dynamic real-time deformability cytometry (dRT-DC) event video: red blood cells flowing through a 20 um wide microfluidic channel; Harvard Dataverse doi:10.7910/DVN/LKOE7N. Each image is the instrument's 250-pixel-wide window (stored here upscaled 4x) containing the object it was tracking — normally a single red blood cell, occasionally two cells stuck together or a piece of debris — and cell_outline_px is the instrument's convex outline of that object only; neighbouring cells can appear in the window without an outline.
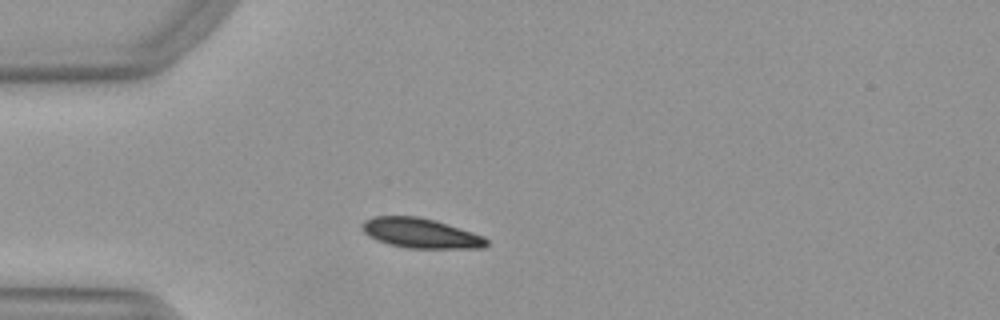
{"species": "Egyptian fruit bat (a non-hibernating species)", "species_latin": "Rousettus aegyptiacus", "temperature_condition": "warm", "stored_images_in_passage": 46, "camera_frame_rate_fps": 3000, "um_per_image_px": 0.085, "animal": {"sex": "female"}, "frame": {"image": 1, "passage_image": 9, "time_ms": 2.667, "image_size_px": [1000, 320], "cell_outline_px": [[488, 244], [484, 248], [408, 248], [388, 244], [376, 240], [368, 236], [360, 228], [360, 224], [364, 220], [376, 216], [416, 216], [432, 220], [472, 232], [484, 236], [488, 240]], "centroid_in_image_um": [35.71, 19.83], "position_along_channel_um": 49.3, "area_um2": 21.56}}
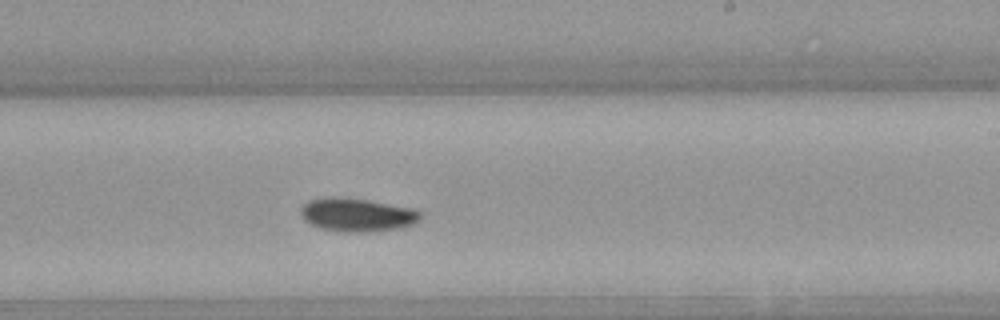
{"frame": {"image": 2, "passage_image": 26, "time_ms": 8.333, "image_size_px": [1000, 320], "cell_outline_px": [[420, 220], [416, 224], [396, 228], [368, 232], [340, 232], [320, 228], [304, 220], [300, 212], [300, 208], [308, 200], [332, 196], [340, 196], [368, 200], [408, 208], [420, 212]], "centroid_in_image_um": [30.3, 18.26], "position_along_channel_um": 258.7, "area_um2": 23.24}}
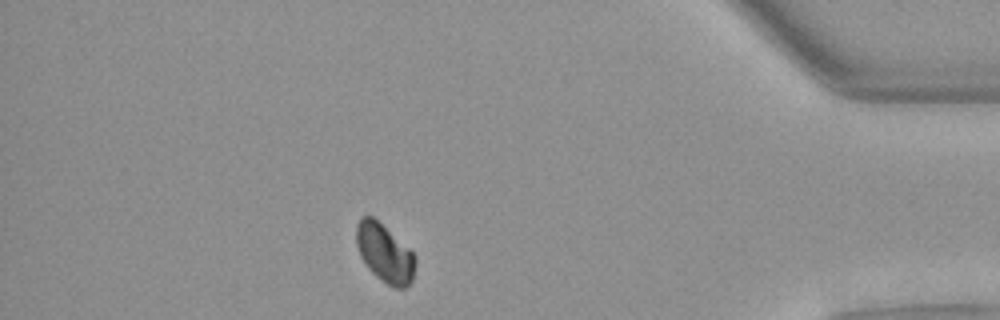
{"frame": {"image": 3, "passage_image": 40, "time_ms": 13.0, "image_size_px": [1000, 320], "cell_outline_px": [[416, 264], [412, 280], [404, 288], [396, 288], [380, 280], [368, 268], [360, 256], [356, 244], [356, 224], [364, 216], [372, 216], [408, 248], [416, 256]], "centroid_in_image_um": [32.69, 21.54], "position_along_channel_um": 402.5, "area_um2": 19.77}, "authors_computed_cell_mechanics": {"area_um2": 21.5594, "velocity_mm_per_s": 3.9696, "shape_relaxation_time_tau1_ms": 5.0368, "shape_relaxation_time_tau2_ms": null, "deformation_change_tau1": 0.0852, "deformation_change_tau2": null}}